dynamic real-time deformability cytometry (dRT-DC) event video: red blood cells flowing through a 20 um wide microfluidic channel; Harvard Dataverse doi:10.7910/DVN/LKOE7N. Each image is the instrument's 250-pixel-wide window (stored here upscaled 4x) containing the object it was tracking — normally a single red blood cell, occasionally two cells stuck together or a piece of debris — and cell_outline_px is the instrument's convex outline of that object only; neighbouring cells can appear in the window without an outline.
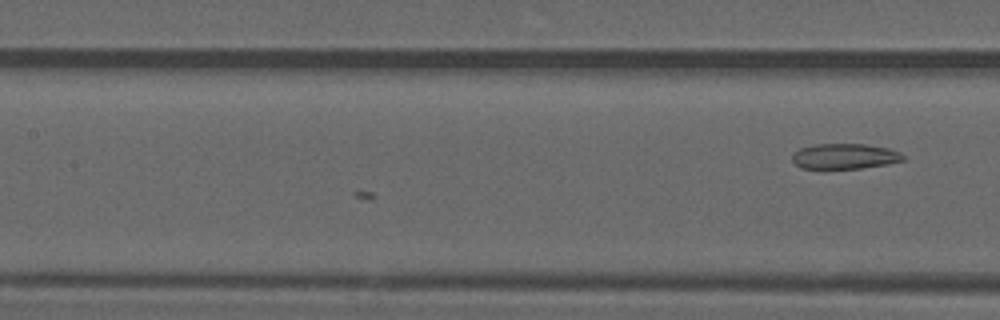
{"species": "common noctule bat (a hibernating species)", "species_latin": "Nyctalus noctula", "temperature_condition": "warm", "stored_images_in_passage": 9, "camera_frame_rate_fps": 3000, "um_per_image_px": 0.085, "animal": {"sex": "male", "forearm_length_mm": 52.5}, "frame": {"image": 1, "passage_image": 9, "time_ms": 2.667, "image_size_px": [1000, 320], "cell_outline_px": [[904, 160], [888, 164], [860, 168], [800, 168], [792, 160], [792, 156], [800, 148], [816, 144], [864, 144], [888, 148], [900, 152], [904, 156]], "centroid_in_image_um": [71.81, 13.28], "position_along_channel_um": 135.6, "area_um2": 16.24}}